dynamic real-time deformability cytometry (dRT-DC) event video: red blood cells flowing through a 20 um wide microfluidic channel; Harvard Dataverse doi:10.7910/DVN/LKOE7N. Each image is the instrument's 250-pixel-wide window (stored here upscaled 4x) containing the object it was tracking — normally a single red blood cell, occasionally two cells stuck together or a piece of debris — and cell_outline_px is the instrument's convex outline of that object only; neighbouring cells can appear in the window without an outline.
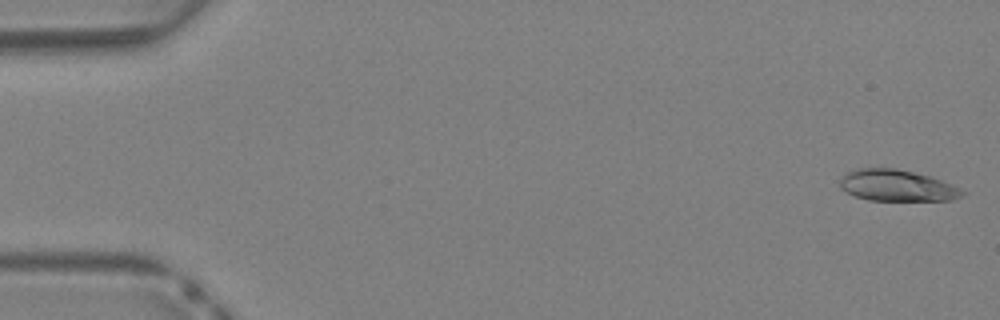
{"species": "Egyptian fruit bat (a non-hibernating species)", "species_latin": "Rousettus aegyptiacus", "temperature_condition": "warm", "stored_images_in_passage": 12, "camera_frame_rate_fps": 3000, "um_per_image_px": 0.085, "animal": {"sex": "female"}, "frame": {"image": 1, "passage_image": 1, "time_ms": 0.0, "image_size_px": [1000, 320], "cell_outline_px": [[964, 192], [960, 196], [952, 200], [868, 200], [856, 196], [840, 188], [840, 180], [848, 172], [856, 168], [896, 168], [928, 176], [940, 180], [960, 188]], "centroid_in_image_um": [76.21, 15.77], "position_along_channel_um": 8.8, "area_um2": 21.96}}